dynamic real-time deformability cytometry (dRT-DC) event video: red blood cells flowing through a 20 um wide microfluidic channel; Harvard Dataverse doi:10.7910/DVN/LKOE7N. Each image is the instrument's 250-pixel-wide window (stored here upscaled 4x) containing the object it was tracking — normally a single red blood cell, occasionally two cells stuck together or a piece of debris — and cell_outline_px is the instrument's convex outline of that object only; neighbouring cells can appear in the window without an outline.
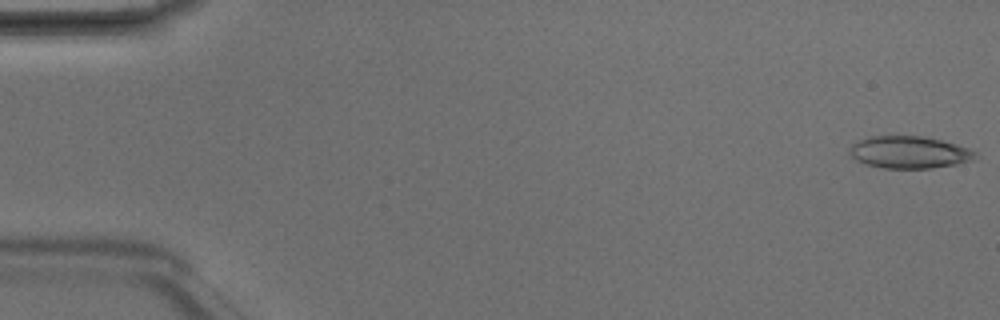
{"species": "Egyptian fruit bat (a non-hibernating species)", "species_latin": "Rousettus aegyptiacus", "temperature_condition": "room temperature", "stored_images_in_passage": 5, "camera_frame_rate_fps": 3000, "um_per_image_px": 0.085, "animal": {"sex": "male"}, "frame": {"image": 1, "passage_image": 1, "time_ms": 0.0, "image_size_px": [1000, 320], "cell_outline_px": [[976, 156], [972, 160], [956, 164], [932, 168], [884, 168], [864, 164], [856, 160], [848, 152], [848, 148], [852, 144], [868, 136], [924, 136], [940, 140], [968, 148], [976, 152]], "centroid_in_image_um": [77.24, 12.94], "position_along_channel_um": 7.8, "area_um2": 23.52}}
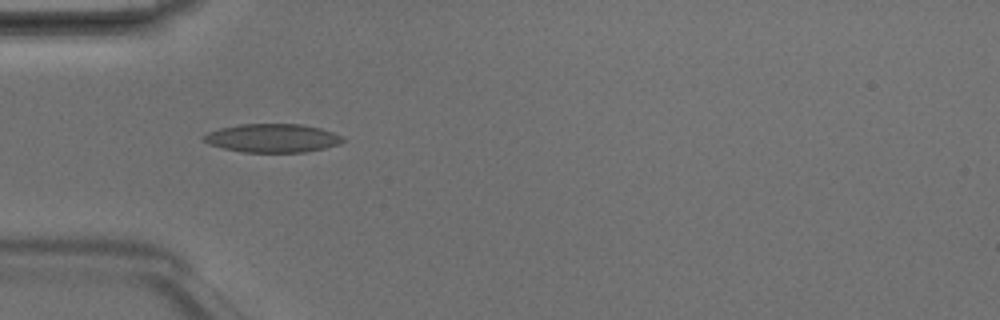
{"frame": {"image": 2, "passage_image": 5, "time_ms": 1.333, "image_size_px": [1000, 320], "cell_outline_px": [[348, 140], [340, 144], [324, 148], [304, 152], [244, 152], [224, 148], [208, 144], [200, 136], [208, 132], [220, 128], [240, 124], [304, 124], [320, 128], [344, 136]], "centroid_in_image_um": [23.19, 11.73], "position_along_channel_um": 61.8, "area_um2": 23.29}}